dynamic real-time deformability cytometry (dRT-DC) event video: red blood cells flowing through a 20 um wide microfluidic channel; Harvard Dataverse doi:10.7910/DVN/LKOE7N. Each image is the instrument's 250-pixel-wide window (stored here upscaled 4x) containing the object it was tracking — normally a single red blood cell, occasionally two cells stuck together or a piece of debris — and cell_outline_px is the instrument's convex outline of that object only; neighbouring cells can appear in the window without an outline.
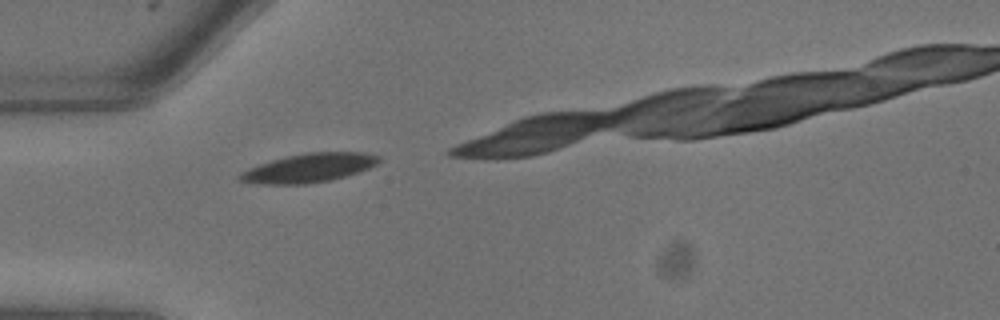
{"species": "common noctule bat (a hibernating species)", "species_latin": "Nyctalus noctula", "temperature_condition": "warm", "stored_images_in_passage": 1, "camera_frame_rate_fps": 3000, "um_per_image_px": 0.085, "animal": {"sex": "male", "body_mass_g": 13.3}, "frame": {"image": 1, "passage_image": 1, "time_ms": 0.0, "image_size_px": [1000, 320], "cell_outline_px": [[380, 160], [376, 164], [360, 172], [328, 180], [304, 184], [260, 184], [240, 180], [236, 176], [240, 172], [248, 168], [272, 160], [288, 156], [308, 152], [364, 152], [380, 156]], "centroid_in_image_um": [26.25, 14.27], "position_along_channel_um": 58.7, "area_um2": 23.18}}